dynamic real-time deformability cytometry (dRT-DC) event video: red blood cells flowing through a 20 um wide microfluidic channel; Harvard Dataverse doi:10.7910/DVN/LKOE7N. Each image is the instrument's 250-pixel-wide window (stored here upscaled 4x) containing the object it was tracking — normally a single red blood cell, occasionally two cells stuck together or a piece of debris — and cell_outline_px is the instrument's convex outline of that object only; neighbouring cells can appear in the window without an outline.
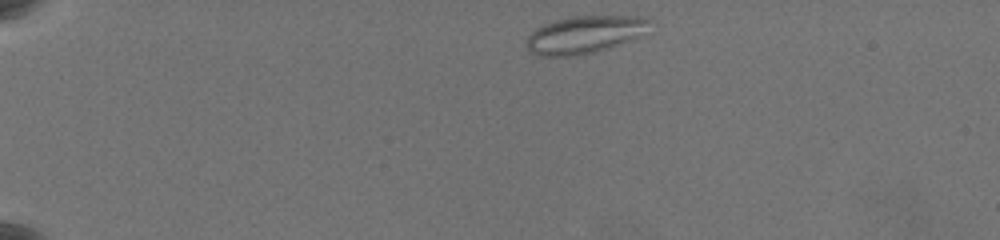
{"species": "common noctule bat (a hibernating species)", "species_latin": "Nyctalus noctula", "temperature_condition": "warm", "stored_images_in_passage": 48, "camera_frame_rate_fps": 3000, "um_per_image_px": 0.085, "animal": {"sex": "female", "body_mass_g": 19.5, "forearm_length_mm": 54.1}, "frame": {"image": 1, "passage_image": 2, "time_ms": 0.333, "image_size_px": [1000, 240], "cell_outline_px": [[652, 20], [640, 36], [608, 48], [596, 52], [580, 56], [536, 56], [528, 48], [528, 36], [536, 28], [544, 24], [556, 20], [572, 16], [640, 16]], "centroid_in_image_um": [49.68, 2.95], "position_along_channel_um": 35.3, "area_um2": 26.76}}
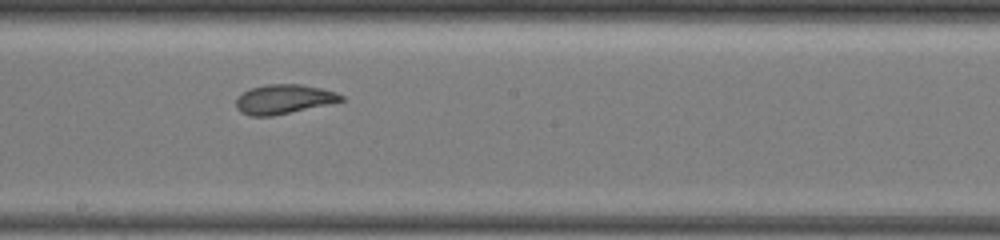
{"frame": {"image": 2, "passage_image": 25, "time_ms": 8.0, "image_size_px": [1000, 240], "cell_outline_px": [[344, 100], [272, 116], [248, 116], [240, 112], [236, 108], [236, 100], [244, 92], [252, 88], [268, 84], [300, 84], [320, 88], [336, 92], [344, 96]], "centroid_in_image_um": [24.09, 8.43], "position_along_channel_um": 224.1, "area_um2": 17.69}}
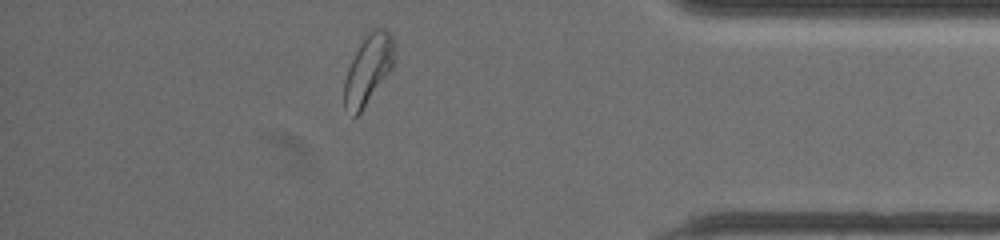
{"frame": {"image": 3, "passage_image": 42, "time_ms": 13.667, "image_size_px": [1000, 240], "cell_outline_px": [[396, 48], [392, 68], [360, 112], [356, 116], [352, 116], [344, 108], [344, 80], [348, 68], [360, 44], [368, 32], [372, 28], [384, 28], [392, 36]], "centroid_in_image_um": [31.3, 5.88], "position_along_channel_um": 403.9, "area_um2": 20.06}, "authors_computed_cell_mechanics": {"area_um2": 20.0277, "velocity_mm_per_s": 3.5973, "shape_relaxation_time_tau1_ms": 8.2878, "shape_relaxation_time_tau2_ms": 1.1853, "deformation_change_tau1": 0.1552, "deformation_change_tau2": 0.0615}}